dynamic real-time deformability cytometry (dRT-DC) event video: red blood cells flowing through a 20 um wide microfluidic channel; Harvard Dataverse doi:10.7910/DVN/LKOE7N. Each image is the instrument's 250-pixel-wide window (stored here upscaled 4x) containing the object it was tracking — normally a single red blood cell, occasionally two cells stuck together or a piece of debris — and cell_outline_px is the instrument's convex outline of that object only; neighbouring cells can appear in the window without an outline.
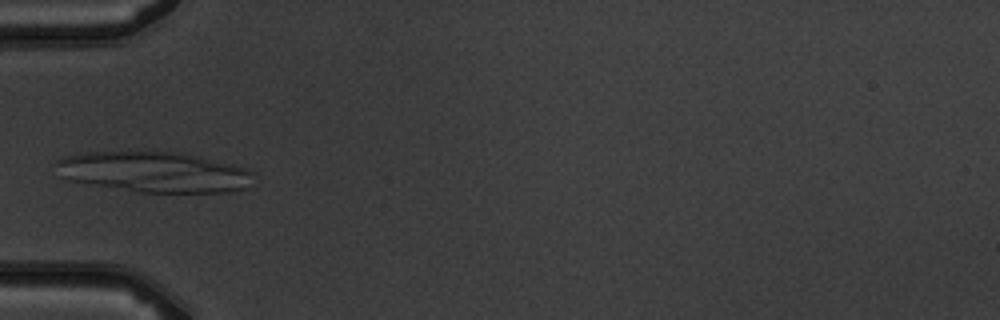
{"species": "common noctule bat (a hibernating species)", "species_latin": "Nyctalus noctula", "temperature_condition": "warm", "stored_images_in_passage": 5, "camera_frame_rate_fps": 3000, "um_per_image_px": 0.085, "animal": {"sex": "male", "body_mass_g": 19.5, "forearm_length_mm": 54.6}, "frame": {"image": 1, "passage_image": 3, "time_ms": 3.333, "image_size_px": [1000, 320], "cell_outline_px": [[248, 172], [244, 188], [228, 192], [136, 192], [68, 180], [60, 176], [52, 164], [56, 160], [64, 156], [80, 152], [176, 152], [196, 156], [232, 164], [244, 168]], "centroid_in_image_um": [12.9, 14.61], "position_along_channel_um": 72.1, "area_um2": 46.07}}
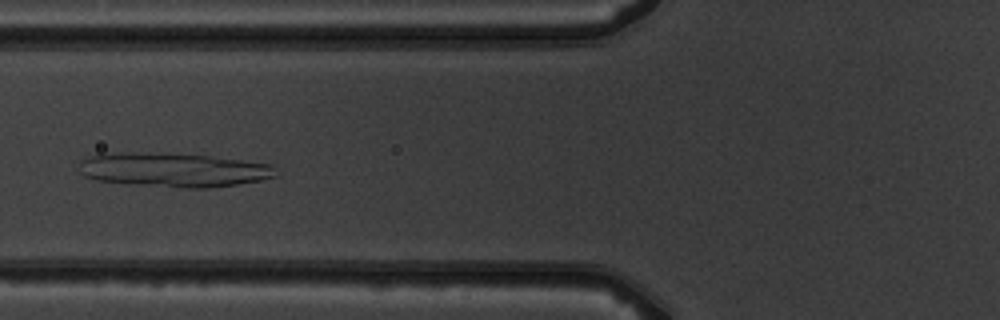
{"frame": {"image": 2, "passage_image": 4, "time_ms": 4.333, "image_size_px": [1000, 320], "cell_outline_px": [[276, 176], [260, 180], [236, 184], [208, 188], [184, 188], [136, 184], [96, 180], [84, 176], [76, 168], [80, 160], [88, 156], [112, 152], [132, 152], [208, 156], [272, 164]], "centroid_in_image_um": [14.66, 14.44], "position_along_channel_um": 111.1, "area_um2": 38.84}}